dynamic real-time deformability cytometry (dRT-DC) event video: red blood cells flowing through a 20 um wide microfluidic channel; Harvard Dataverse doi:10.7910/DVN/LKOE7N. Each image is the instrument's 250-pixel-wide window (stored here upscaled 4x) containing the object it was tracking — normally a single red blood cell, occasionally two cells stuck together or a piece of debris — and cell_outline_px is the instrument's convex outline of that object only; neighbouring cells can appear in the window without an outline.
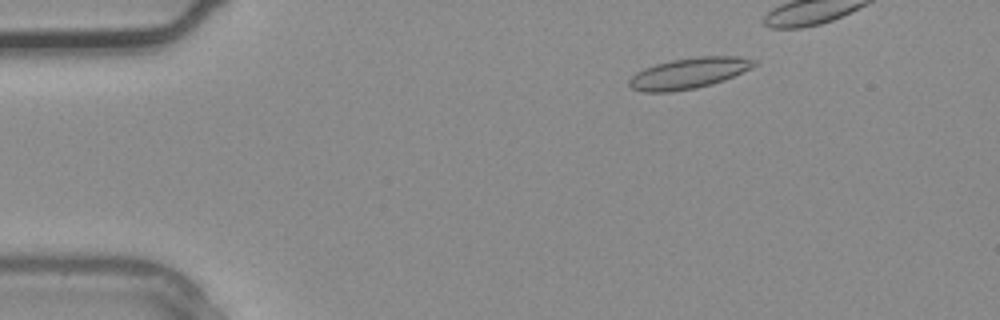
{"species": "common noctule bat (a hibernating species)", "species_latin": "Nyctalus noctula", "temperature_condition": "warm", "stored_images_in_passage": 4, "camera_frame_rate_fps": 3000, "um_per_image_px": 0.085, "animal": {"sex": "male", "body_mass_g": 20.4}, "frame": {"image": 1, "passage_image": 2, "time_ms": 0.333, "image_size_px": [1000, 320], "cell_outline_px": [[756, 64], [752, 68], [724, 80], [712, 84], [696, 88], [668, 92], [644, 92], [632, 88], [628, 84], [628, 80], [636, 72], [644, 68], [656, 64], [672, 60], [696, 56], [740, 56], [756, 60]], "centroid_in_image_um": [58.56, 6.21], "position_along_channel_um": 26.4, "area_um2": 22.48}}